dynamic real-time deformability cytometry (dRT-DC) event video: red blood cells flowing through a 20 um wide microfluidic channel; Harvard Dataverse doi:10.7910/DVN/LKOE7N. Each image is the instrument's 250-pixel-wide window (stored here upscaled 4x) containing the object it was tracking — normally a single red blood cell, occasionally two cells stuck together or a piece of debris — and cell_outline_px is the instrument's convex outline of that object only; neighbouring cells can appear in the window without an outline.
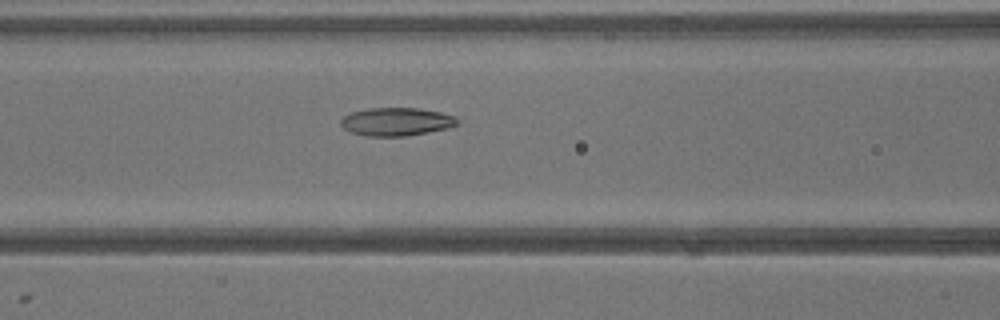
{"species": "common noctule bat (a hibernating species)", "species_latin": "Nyctalus noctula", "temperature_condition": "warm", "stored_images_in_passage": 40, "camera_frame_rate_fps": 3000, "um_per_image_px": 0.085, "animal": {"sex": "male", "body_mass_g": 13.3}, "frame": {"image": 1, "passage_image": 17, "time_ms": 5.333, "image_size_px": [1000, 320], "cell_outline_px": [[456, 124], [448, 128], [428, 132], [404, 136], [364, 136], [352, 132], [344, 128], [340, 124], [340, 120], [344, 116], [352, 112], [368, 108], [416, 108], [440, 112], [456, 116]], "centroid_in_image_um": [33.66, 10.34], "position_along_channel_um": 132.9, "area_um2": 18.96}}
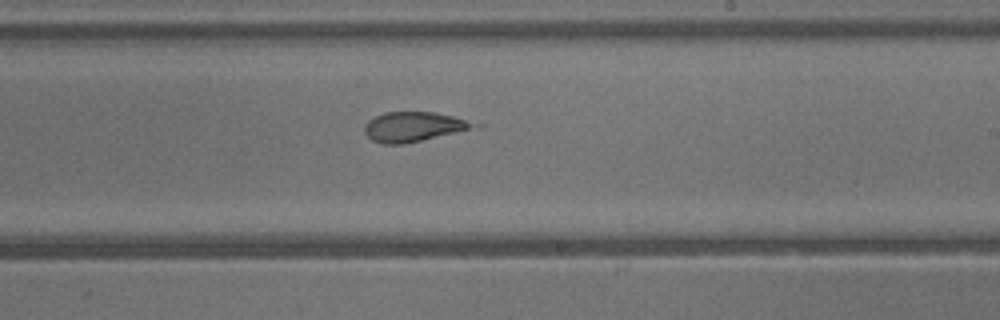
{"frame": {"image": 2, "passage_image": 24, "time_ms": 7.667, "image_size_px": [1000, 320], "cell_outline_px": [[484, 124], [480, 128], [404, 144], [380, 144], [372, 140], [364, 132], [364, 124], [368, 120], [384, 112], [436, 112]], "centroid_in_image_um": [35.23, 10.78], "position_along_channel_um": 253.8, "area_um2": 19.42}}
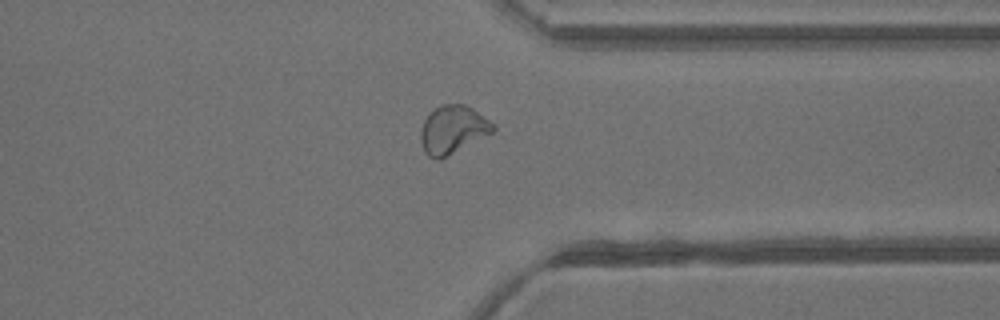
{"frame": {"image": 3, "passage_image": 31, "time_ms": 10.0, "image_size_px": [1000, 320], "cell_outline_px": [[496, 128], [492, 132], [436, 160], [428, 156], [424, 152], [420, 140], [420, 132], [424, 120], [440, 104], [464, 104], [472, 108], [496, 124]], "centroid_in_image_um": [38.47, 10.99], "position_along_channel_um": 372.9, "area_um2": 19.77}}